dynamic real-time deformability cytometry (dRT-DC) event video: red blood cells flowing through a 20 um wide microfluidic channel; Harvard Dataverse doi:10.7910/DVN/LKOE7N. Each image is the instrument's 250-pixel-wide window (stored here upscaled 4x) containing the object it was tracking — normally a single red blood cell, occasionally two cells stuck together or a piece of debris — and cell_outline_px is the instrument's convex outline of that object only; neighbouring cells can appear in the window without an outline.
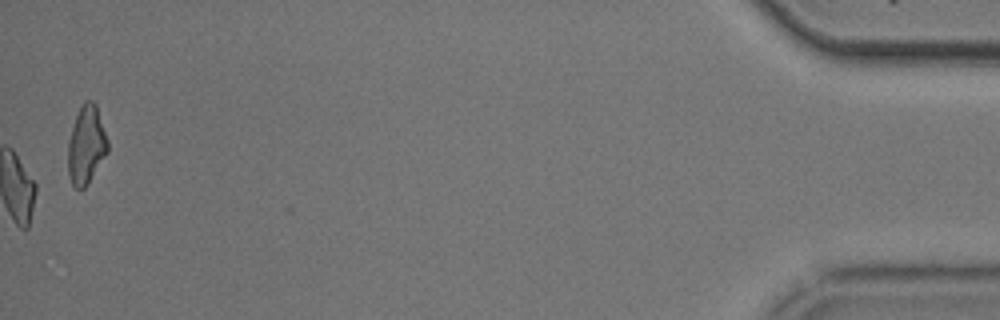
{"species": "common noctule bat (a hibernating species)", "species_latin": "Nyctalus noctula", "temperature_condition": "cold", "stored_images_in_passage": 54, "camera_frame_rate_fps": 3000, "um_per_image_px": 0.085, "animal": {"sex": "male", "body_mass_g": 20.5, "forearm_length_mm": 52.5}, "frame": {"image": 1, "passage_image": 54, "time_ms": 17.667, "image_size_px": [1000, 320], "cell_outline_px": [[108, 152], [88, 184], [84, 188], [76, 188], [72, 184], [68, 172], [68, 140], [76, 116], [84, 100], [92, 100], [96, 104], [108, 140]], "centroid_in_image_um": [7.34, 12.32], "position_along_channel_um": 427.9, "area_um2": 18.09}}